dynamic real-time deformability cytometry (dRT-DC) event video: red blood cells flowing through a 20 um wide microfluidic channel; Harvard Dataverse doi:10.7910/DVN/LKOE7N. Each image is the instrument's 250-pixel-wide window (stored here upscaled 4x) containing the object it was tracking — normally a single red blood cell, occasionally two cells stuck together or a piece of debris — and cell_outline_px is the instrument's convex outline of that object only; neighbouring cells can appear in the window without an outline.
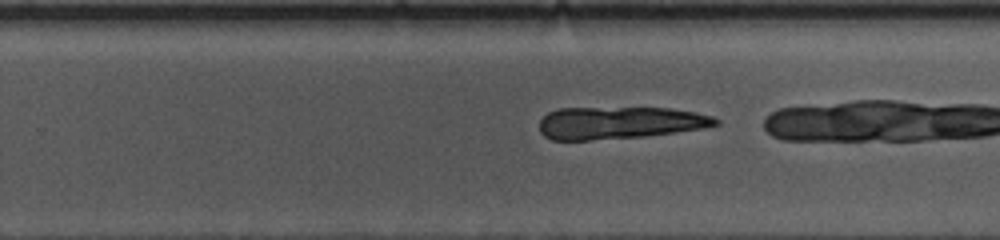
{"species": "common noctule bat (a hibernating species)", "species_latin": "Nyctalus noctula", "temperature_condition": "cold", "stored_images_in_passage": 34, "camera_frame_rate_fps": 3000, "um_per_image_px": 0.085, "animal": {"sex": "female", "body_mass_g": 10.0, "forearm_length_mm": 53.1}, "frame": {"image": 1, "passage_image": 26, "time_ms": 8.333, "image_size_px": [1000, 240], "cell_outline_px": [[720, 124], [704, 128], [644, 136], [588, 140], [552, 140], [544, 136], [540, 132], [540, 120], [548, 112], [560, 108], [672, 108], [712, 116], [720, 120]], "centroid_in_image_um": [52.65, 10.43], "position_along_channel_um": 277.2, "area_um2": 33.06}}